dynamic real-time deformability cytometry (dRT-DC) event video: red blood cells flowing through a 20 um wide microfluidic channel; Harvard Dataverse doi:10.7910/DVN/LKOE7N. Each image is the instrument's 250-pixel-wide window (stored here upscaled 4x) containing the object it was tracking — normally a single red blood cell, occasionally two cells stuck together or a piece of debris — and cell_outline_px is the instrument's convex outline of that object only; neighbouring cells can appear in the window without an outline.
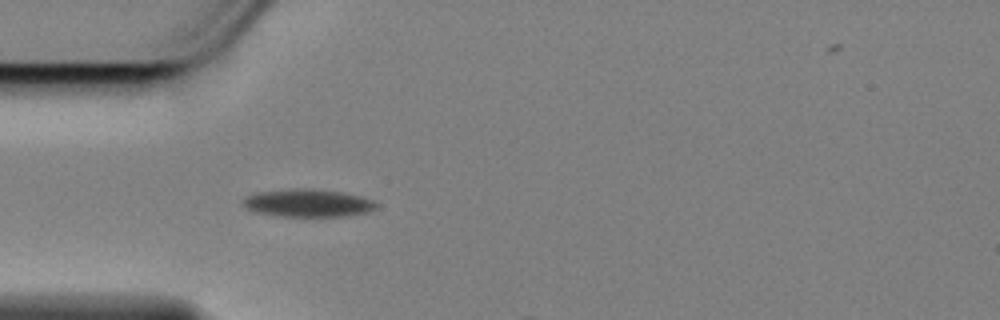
{"species": "Egyptian fruit bat (a non-hibernating species)", "species_latin": "Rousettus aegyptiacus", "temperature_condition": "cold", "stored_images_in_passage": 3, "camera_frame_rate_fps": 3000, "um_per_image_px": 0.085, "animal": {"sex": "female"}, "frame": {"image": 1, "passage_image": 1, "time_ms": 0.0, "image_size_px": [1000, 320], "cell_outline_px": [[380, 204], [376, 208], [368, 212], [348, 216], [280, 216], [256, 212], [240, 204], [240, 200], [244, 196], [256, 192], [292, 188], [312, 188], [340, 192], [360, 196], [372, 200]], "centroid_in_image_um": [26.14, 17.25], "position_along_channel_um": 58.9, "area_um2": 21.85}}